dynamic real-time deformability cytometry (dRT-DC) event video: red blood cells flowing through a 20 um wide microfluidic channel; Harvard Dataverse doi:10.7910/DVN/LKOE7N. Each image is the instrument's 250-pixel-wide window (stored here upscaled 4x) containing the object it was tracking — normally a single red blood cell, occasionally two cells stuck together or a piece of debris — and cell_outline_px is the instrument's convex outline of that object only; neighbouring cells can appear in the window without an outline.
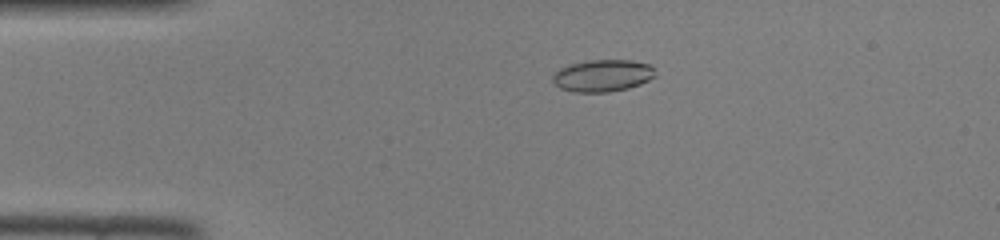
{"species": "common noctule bat (a hibernating species)", "species_latin": "Nyctalus noctula", "temperature_condition": "room temperature", "stored_images_in_passage": 47, "camera_frame_rate_fps": 3000, "um_per_image_px": 0.085, "animal": {"sex": "female", "body_mass_g": 22.0, "forearm_length_mm": 56.7}, "frame": {"image": 1, "passage_image": 10, "time_ms": 3.0, "image_size_px": [1000, 240], "cell_outline_px": [[656, 76], [640, 84], [628, 88], [608, 92], [576, 92], [560, 88], [552, 80], [552, 76], [560, 68], [568, 64], [588, 60], [632, 60], [652, 64]], "centroid_in_image_um": [51.24, 6.41], "position_along_channel_um": 33.8, "area_um2": 19.25}}
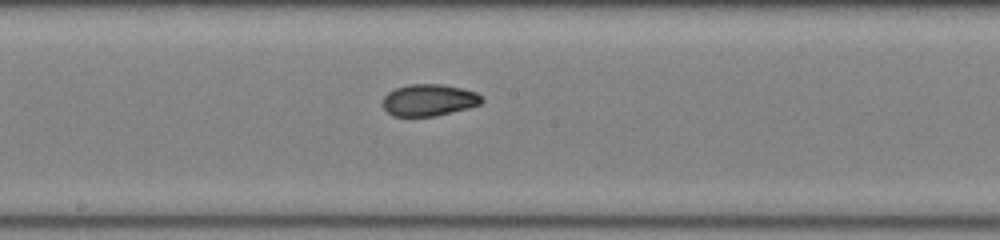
{"frame": {"image": 2, "passage_image": 25, "time_ms": 8.0, "image_size_px": [1000, 240], "cell_outline_px": [[484, 100], [480, 104], [468, 108], [436, 116], [392, 116], [384, 108], [384, 96], [388, 92], [396, 88], [408, 84], [444, 84], [464, 88], [476, 92]], "centroid_in_image_um": [36.48, 8.5], "position_along_channel_um": 211.7, "area_um2": 18.38}}
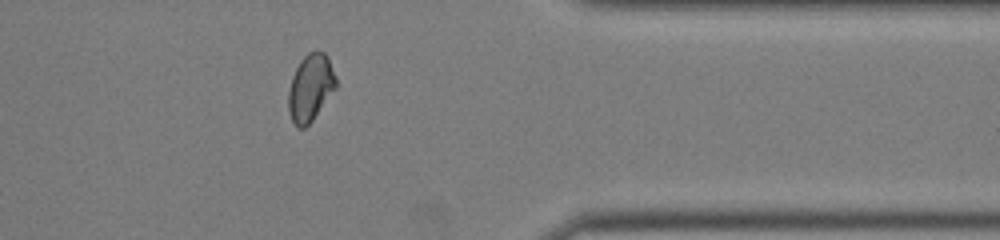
{"frame": {"image": 3, "passage_image": 38, "time_ms": 12.333, "image_size_px": [1000, 240], "cell_outline_px": [[336, 88], [312, 120], [304, 128], [300, 128], [292, 120], [288, 112], [288, 92], [292, 76], [300, 60], [308, 52], [316, 48], [324, 52], [328, 56], [336, 76]], "centroid_in_image_um": [26.39, 7.4], "position_along_channel_um": 385.0, "area_um2": 18.67}}